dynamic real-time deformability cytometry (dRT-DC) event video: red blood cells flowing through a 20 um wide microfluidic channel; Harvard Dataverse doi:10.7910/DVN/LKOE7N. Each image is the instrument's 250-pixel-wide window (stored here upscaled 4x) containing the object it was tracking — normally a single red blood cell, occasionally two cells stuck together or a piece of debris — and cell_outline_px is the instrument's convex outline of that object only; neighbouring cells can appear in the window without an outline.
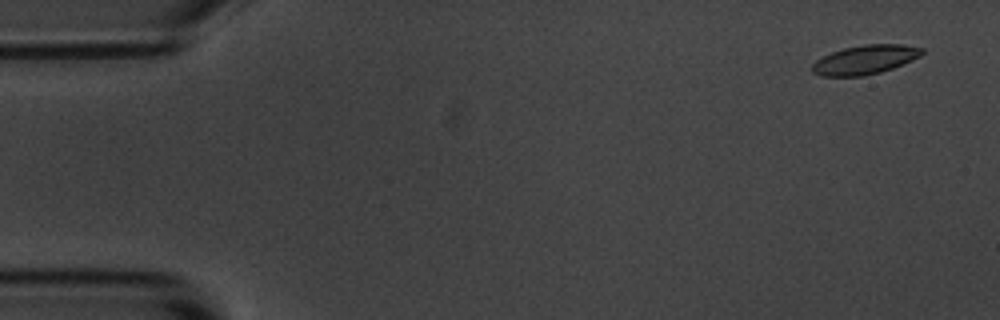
{"species": "common noctule bat (a hibernating species)", "species_latin": "Nyctalus noctula", "temperature_condition": "room temperature", "stored_images_in_passage": 6, "camera_frame_rate_fps": 3000, "um_per_image_px": 0.085, "animal": {"sex": "male", "body_mass_g": 20.1, "forearm_length_mm": 53.5}, "frame": {"image": 1, "passage_image": 1, "time_ms": 0.0, "image_size_px": [1000, 320], "cell_outline_px": [[924, 52], [920, 56], [912, 60], [892, 68], [880, 72], [864, 76], [820, 76], [812, 72], [812, 64], [816, 60], [832, 52], [844, 48], [864, 44], [900, 44], [924, 48]], "centroid_in_image_um": [73.52, 5.07], "position_along_channel_um": 11.5, "area_um2": 18.55}}
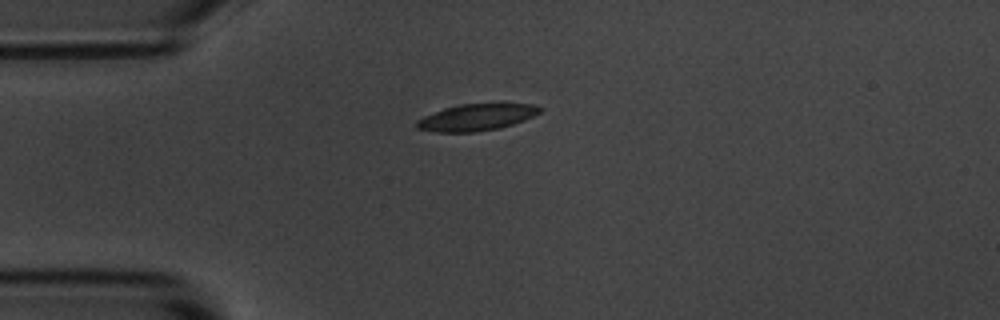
{"frame": {"image": 2, "passage_image": 4, "time_ms": 1.0, "image_size_px": [1000, 320], "cell_outline_px": [[544, 108], [540, 112], [524, 120], [500, 128], [476, 132], [436, 132], [416, 128], [416, 120], [424, 116], [444, 108], [460, 104], [500, 100], [532, 104]], "centroid_in_image_um": [40.57, 9.91], "position_along_channel_um": 44.4, "area_um2": 20.06}}
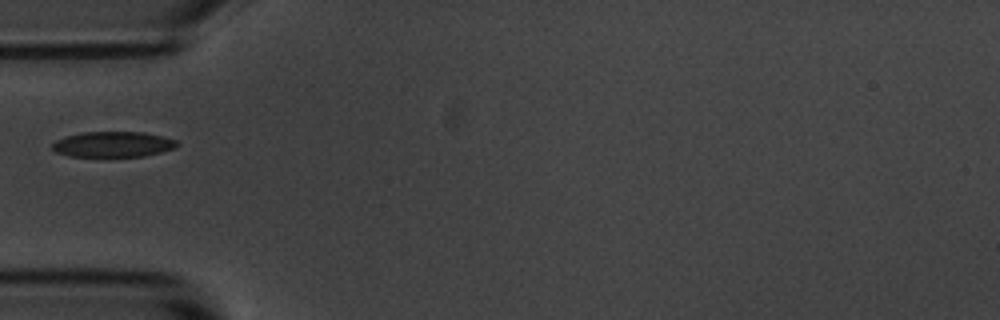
{"frame": {"image": 3, "passage_image": 5, "time_ms": 1.333, "image_size_px": [1000, 320], "cell_outline_px": [[180, 144], [176, 148], [144, 156], [68, 156], [56, 152], [52, 148], [52, 144], [56, 140], [68, 136], [84, 132], [144, 132], [176, 140]], "centroid_in_image_um": [9.63, 12.27], "position_along_channel_um": 75.4, "area_um2": 18.38}}